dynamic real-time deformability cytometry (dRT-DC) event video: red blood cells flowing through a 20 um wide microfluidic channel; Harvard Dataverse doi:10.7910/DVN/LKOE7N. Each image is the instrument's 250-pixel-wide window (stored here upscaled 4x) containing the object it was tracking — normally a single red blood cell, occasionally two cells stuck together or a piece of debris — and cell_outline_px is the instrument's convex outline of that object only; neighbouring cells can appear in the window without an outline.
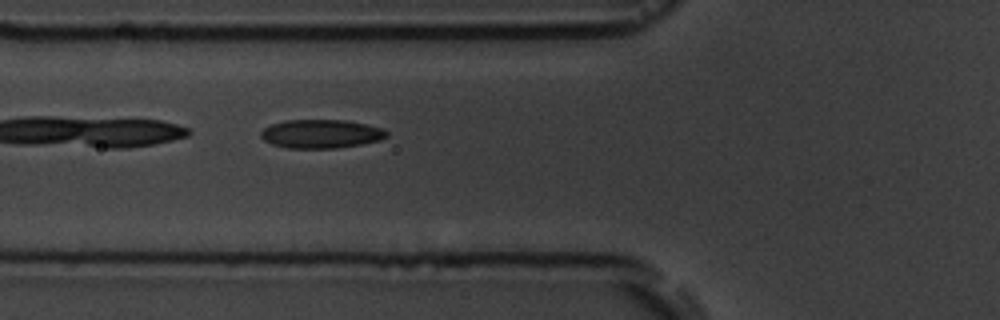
{"species": "common noctule bat (a hibernating species)", "species_latin": "Nyctalus noctula", "temperature_condition": "room temperature", "stored_images_in_passage": 6, "camera_frame_rate_fps": 3000, "um_per_image_px": 0.085, "animal": {"sex": "male", "body_mass_g": 19.5, "forearm_length_mm": 54.6}, "frame": {"image": 1, "passage_image": 6, "time_ms": 6.0, "image_size_px": [1000, 320], "cell_outline_px": [[388, 136], [380, 140], [360, 144], [336, 148], [288, 148], [272, 144], [264, 140], [260, 136], [260, 132], [264, 128], [272, 124], [284, 120], [344, 120], [384, 128], [388, 132]], "centroid_in_image_um": [27.28, 11.37], "position_along_channel_um": 98.5, "area_um2": 20.98}}